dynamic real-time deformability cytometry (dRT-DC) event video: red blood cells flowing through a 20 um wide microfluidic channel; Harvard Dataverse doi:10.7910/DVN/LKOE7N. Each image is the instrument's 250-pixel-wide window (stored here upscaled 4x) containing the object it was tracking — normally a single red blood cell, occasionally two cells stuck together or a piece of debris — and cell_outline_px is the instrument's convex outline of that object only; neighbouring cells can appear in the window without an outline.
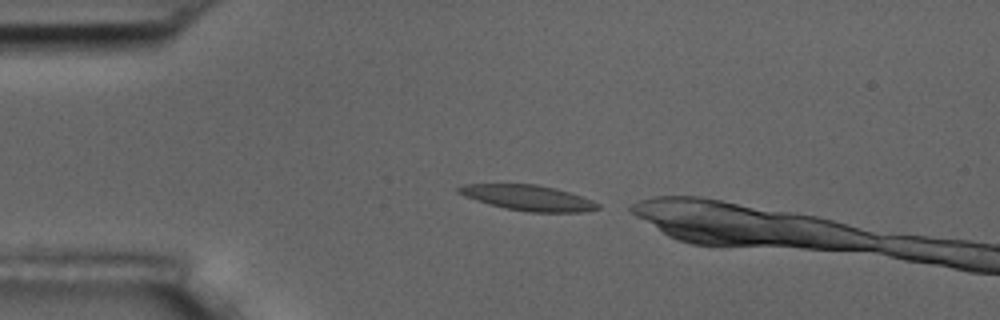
{"species": "common noctule bat (a hibernating species)", "species_latin": "Nyctalus noctula", "temperature_condition": "room temperature", "stored_images_in_passage": 3, "camera_frame_rate_fps": 3000, "um_per_image_px": 0.085, "animal": {"sex": "male", "body_mass_g": 17.5, "forearm_length_mm": 52.3}, "frame": {"image": 1, "passage_image": 1, "time_ms": 0.0, "image_size_px": [1000, 320], "cell_outline_px": [[600, 208], [584, 212], [528, 212], [488, 204], [464, 196], [456, 192], [456, 188], [464, 184], [536, 184], [556, 188], [592, 200], [600, 204]], "centroid_in_image_um": [44.88, 16.81], "position_along_channel_um": 40.1, "area_um2": 20.58}}